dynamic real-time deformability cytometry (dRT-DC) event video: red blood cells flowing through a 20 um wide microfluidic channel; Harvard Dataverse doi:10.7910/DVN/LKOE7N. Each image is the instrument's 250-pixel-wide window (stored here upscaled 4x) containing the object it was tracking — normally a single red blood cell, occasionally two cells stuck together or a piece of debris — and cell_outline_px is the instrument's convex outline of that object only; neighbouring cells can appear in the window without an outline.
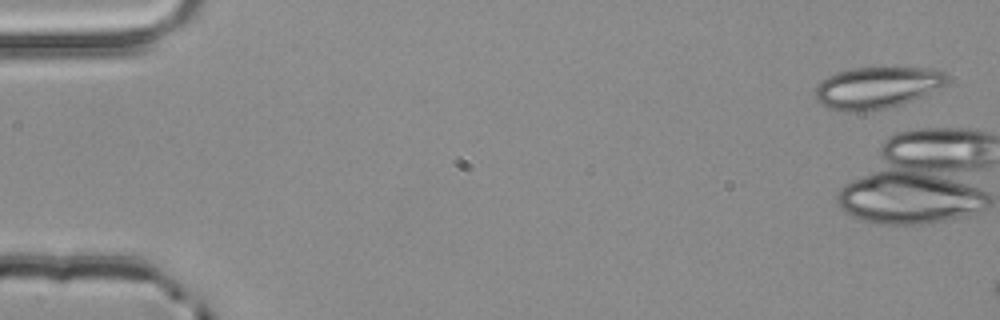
{"species": "common noctule bat (a hibernating species)", "species_latin": "Nyctalus noctula", "temperature_condition": "room temperature", "stored_images_in_passage": 4, "camera_frame_rate_fps": 3000, "um_per_image_px": 0.085, "animal": {"sex": "male", "body_mass_g": 20.4}, "frame": {"image": 1, "passage_image": 1, "time_ms": 0.0, "image_size_px": [1000, 320], "cell_outline_px": [[948, 80], [944, 84], [912, 100], [900, 104], [884, 108], [856, 112], [848, 112], [828, 108], [820, 104], [816, 100], [816, 88], [820, 80], [836, 72], [852, 68], [932, 68], [944, 72], [948, 76]], "centroid_in_image_um": [74.48, 7.44], "position_along_channel_um": 10.5, "area_um2": 31.62}}